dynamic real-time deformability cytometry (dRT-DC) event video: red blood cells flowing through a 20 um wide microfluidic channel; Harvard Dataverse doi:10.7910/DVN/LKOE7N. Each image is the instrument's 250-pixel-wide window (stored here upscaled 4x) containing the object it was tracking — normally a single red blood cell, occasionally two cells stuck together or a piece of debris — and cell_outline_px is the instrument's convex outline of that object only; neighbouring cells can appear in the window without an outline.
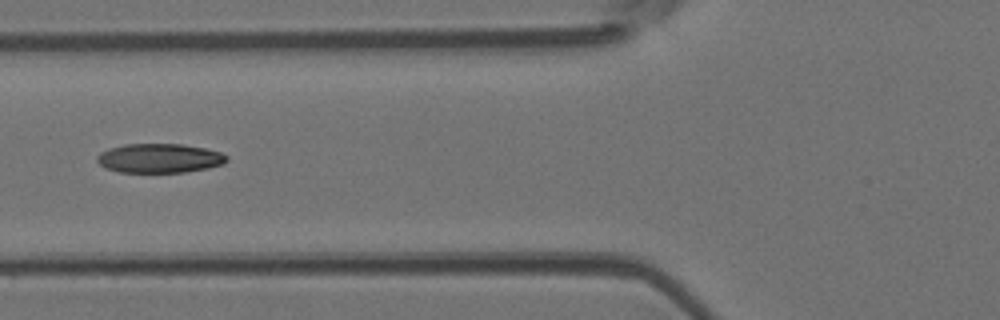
{"species": "Egyptian fruit bat (a non-hibernating species)", "species_latin": "Rousettus aegyptiacus", "temperature_condition": "room temperature", "stored_images_in_passage": 6, "camera_frame_rate_fps": 3000, "um_per_image_px": 0.085, "animal": {"sex": "female"}, "frame": {"image": 1, "passage_image": 6, "time_ms": 1.667, "image_size_px": [1000, 320], "cell_outline_px": [[228, 160], [224, 164], [208, 168], [184, 172], [120, 172], [104, 168], [96, 160], [96, 156], [100, 152], [108, 148], [124, 144], [180, 144], [204, 148], [220, 152], [228, 156]], "centroid_in_image_um": [13.53, 13.45], "position_along_channel_um": 112.3, "area_um2": 22.2}}